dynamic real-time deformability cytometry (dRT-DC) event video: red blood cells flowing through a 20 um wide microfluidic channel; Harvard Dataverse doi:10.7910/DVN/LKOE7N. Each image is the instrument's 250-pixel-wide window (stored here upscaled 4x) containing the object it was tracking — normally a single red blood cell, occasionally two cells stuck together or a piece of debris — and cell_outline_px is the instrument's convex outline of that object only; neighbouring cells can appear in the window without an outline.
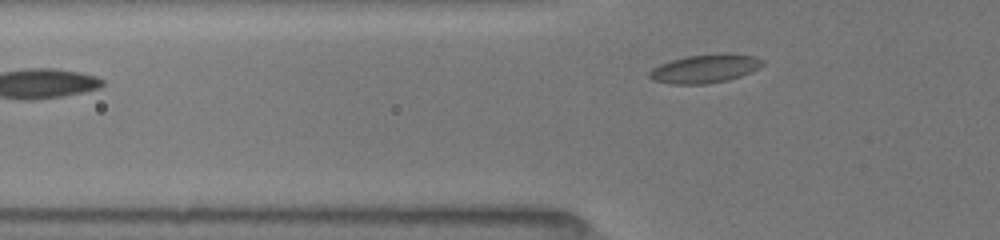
{"species": "common noctule bat (a hibernating species)", "species_latin": "Nyctalus noctula", "temperature_condition": "room temperature", "stored_images_in_passage": 4, "camera_frame_rate_fps": 3000, "um_per_image_px": 0.085, "animal": {"sex": "female", "body_mass_g": 19.5, "forearm_length_mm": 54.1}, "frame": {"image": 1, "passage_image": 4, "time_ms": 1.667, "image_size_px": [1000, 240], "cell_outline_px": [[764, 64], [760, 68], [740, 76], [728, 80], [704, 84], [672, 84], [652, 80], [648, 76], [648, 72], [652, 68], [660, 64], [672, 60], [688, 56], [720, 52], [728, 52], [756, 56], [764, 60]], "centroid_in_image_um": [59.96, 5.81], "position_along_channel_um": 65.8, "area_um2": 19.13}}